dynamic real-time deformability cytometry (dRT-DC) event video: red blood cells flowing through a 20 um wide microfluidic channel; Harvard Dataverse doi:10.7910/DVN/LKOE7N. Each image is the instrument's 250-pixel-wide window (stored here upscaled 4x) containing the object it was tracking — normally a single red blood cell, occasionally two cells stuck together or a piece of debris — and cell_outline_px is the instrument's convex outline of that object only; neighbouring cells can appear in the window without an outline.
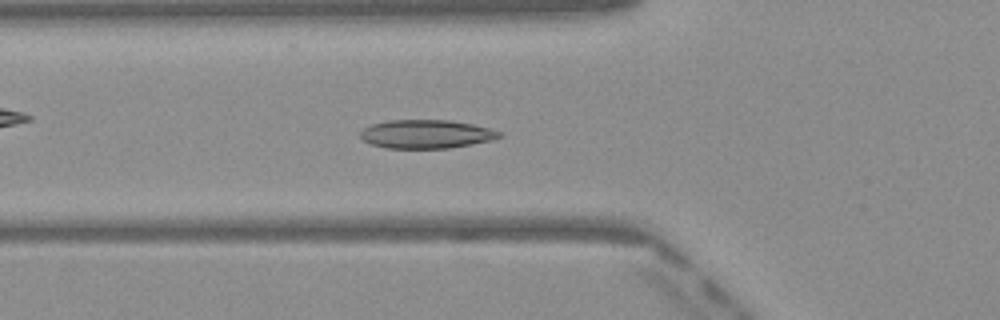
{"species": "Egyptian fruit bat (a non-hibernating species)", "species_latin": "Rousettus aegyptiacus", "temperature_condition": "warm", "stored_images_in_passage": 49, "camera_frame_rate_fps": 3000, "um_per_image_px": 0.085, "frame": {"image": 1, "passage_image": 17, "time_ms": 5.333, "image_size_px": [1000, 320], "cell_outline_px": [[504, 136], [492, 140], [448, 148], [388, 148], [372, 144], [364, 140], [360, 136], [360, 132], [364, 128], [372, 124], [388, 120], [448, 120], [472, 124], [488, 128], [500, 132]], "centroid_in_image_um": [36.23, 11.39], "position_along_channel_um": 89.6, "area_um2": 22.95}}
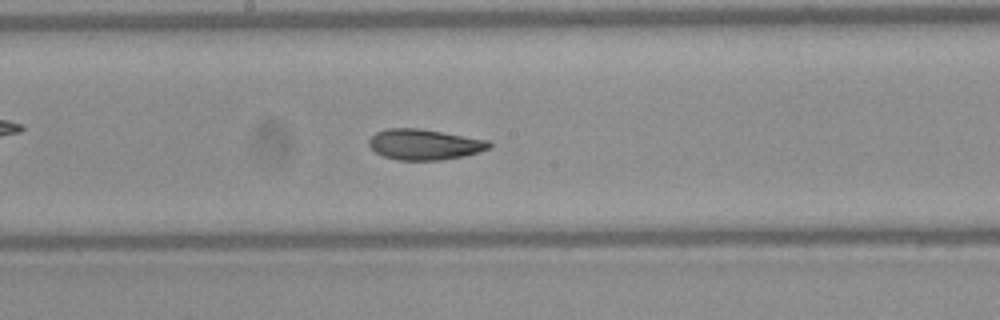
{"frame": {"image": 2, "passage_image": 26, "time_ms": 8.333, "image_size_px": [1000, 320], "cell_outline_px": [[492, 144], [488, 148], [464, 156], [440, 160], [400, 160], [384, 156], [376, 152], [368, 144], [368, 140], [376, 132], [388, 128], [416, 128], [488, 140]], "centroid_in_image_um": [36.04, 12.28], "position_along_channel_um": 212.2, "area_um2": 21.1}}
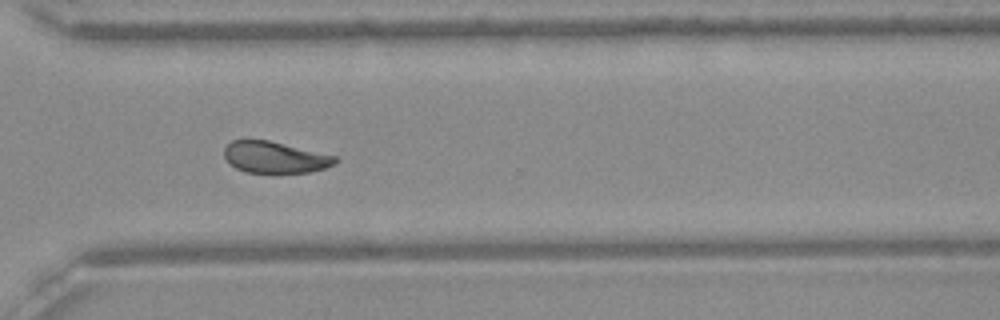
{"frame": {"image": 3, "passage_image": 36, "time_ms": 11.667, "image_size_px": [1000, 320], "cell_outline_px": [[336, 160], [332, 164], [324, 168], [308, 172], [248, 172], [236, 168], [224, 156], [224, 148], [232, 140], [268, 140], [336, 156]], "centroid_in_image_um": [23.33, 13.36], "position_along_channel_um": 347.3, "area_um2": 19.83}, "authors_computed_cell_mechanics": {"area_um2": 21.7328, "velocity_mm_per_s": 4.0609, "shape_relaxation_time_tau1_ms": 5.4588, "shape_relaxation_time_tau2_ms": 3.2199, "deformation_change_tau1": 0.138, "deformation_change_tau2": 0.0698}}